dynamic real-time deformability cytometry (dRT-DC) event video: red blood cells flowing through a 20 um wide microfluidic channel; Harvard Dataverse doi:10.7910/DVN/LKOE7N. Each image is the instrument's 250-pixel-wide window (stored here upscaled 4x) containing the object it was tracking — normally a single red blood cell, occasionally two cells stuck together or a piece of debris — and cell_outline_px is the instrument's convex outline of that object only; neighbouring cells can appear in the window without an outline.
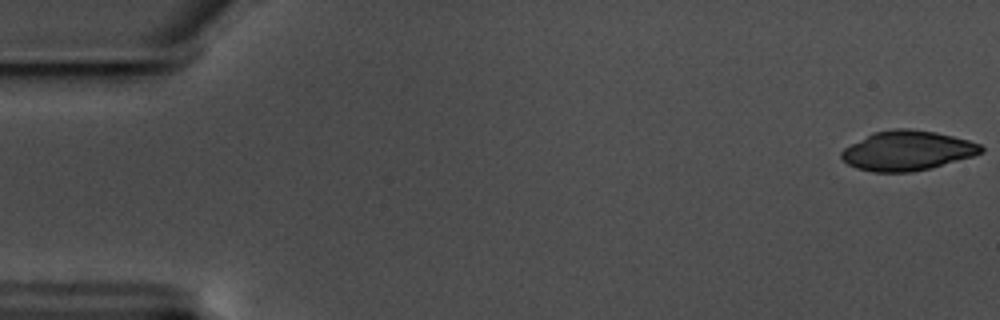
{"species": "common noctule bat (a hibernating species)", "species_latin": "Nyctalus noctula", "temperature_condition": "warm", "stored_images_in_passage": 57, "camera_frame_rate_fps": 3000, "um_per_image_px": 0.085, "animal": {"sex": "male", "body_mass_g": 17.5, "forearm_length_mm": 52.3}, "frame": {"image": 1, "passage_image": 1, "time_ms": 0.0, "image_size_px": [1000, 320], "cell_outline_px": [[984, 152], [972, 156], [928, 168], [912, 172], [872, 172], [856, 168], [848, 164], [840, 156], [840, 152], [844, 148], [872, 132], [892, 128], [908, 128], [936, 132], [968, 140], [980, 144], [984, 148]], "centroid_in_image_um": [77.09, 12.79], "position_along_channel_um": 7.9, "area_um2": 32.19}}